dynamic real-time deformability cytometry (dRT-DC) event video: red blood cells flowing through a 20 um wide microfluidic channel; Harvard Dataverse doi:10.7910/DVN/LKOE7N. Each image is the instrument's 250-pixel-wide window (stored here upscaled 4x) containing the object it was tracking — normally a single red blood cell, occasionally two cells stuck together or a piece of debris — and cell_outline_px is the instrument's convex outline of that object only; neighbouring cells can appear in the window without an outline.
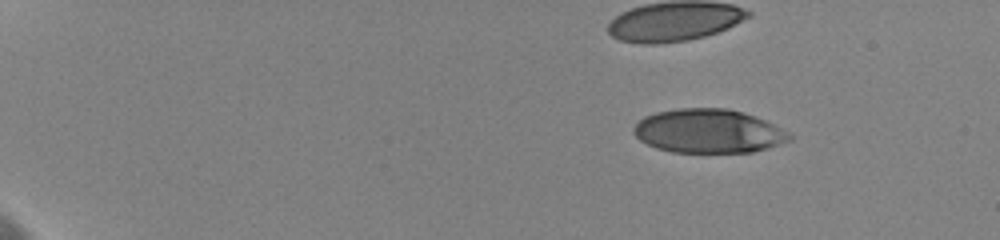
{"species": "human", "species_latin": "Homo sapiens", "temperature_condition": "cold", "stored_images_in_passage": 40, "camera_frame_rate_fps": 3000, "um_per_image_px": 0.085, "donor": {"sex": "female"}, "frame": {"image": 1, "passage_image": 20, "time_ms": 3.0, "image_size_px": [1000, 240], "cell_outline_px": [[792, 140], [768, 148], [752, 152], [672, 152], [656, 148], [640, 140], [632, 132], [632, 128], [644, 116], [656, 112], [680, 108], [728, 108], [744, 112], [756, 116], [788, 132], [792, 136]], "centroid_in_image_um": [60.22, 11.14], "position_along_channel_um": 24.8, "area_um2": 39.88}}